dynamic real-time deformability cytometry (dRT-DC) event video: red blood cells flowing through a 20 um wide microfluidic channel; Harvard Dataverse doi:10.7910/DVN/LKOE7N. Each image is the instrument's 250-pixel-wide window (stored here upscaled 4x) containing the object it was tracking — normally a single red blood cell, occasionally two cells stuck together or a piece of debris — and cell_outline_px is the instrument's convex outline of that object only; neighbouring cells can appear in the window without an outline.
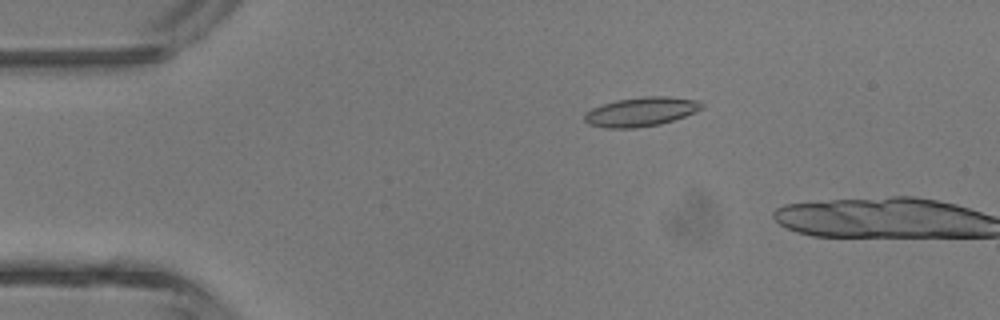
{"species": "common noctule bat (a hibernating species)", "species_latin": "Nyctalus noctula", "temperature_condition": "room temperature", "stored_images_in_passage": 4, "camera_frame_rate_fps": 3000, "um_per_image_px": 0.085, "animal": {"sex": "male", "body_mass_g": 13.3}, "frame": {"image": 1, "passage_image": 3, "time_ms": 2.333, "image_size_px": [1000, 320], "cell_outline_px": [[704, 108], [696, 112], [660, 124], [636, 128], [604, 128], [588, 124], [584, 120], [584, 116], [592, 108], [616, 100], [644, 96], [668, 96], [696, 100], [704, 104]], "centroid_in_image_um": [54.5, 9.5], "position_along_channel_um": 30.5, "area_um2": 19.88}}